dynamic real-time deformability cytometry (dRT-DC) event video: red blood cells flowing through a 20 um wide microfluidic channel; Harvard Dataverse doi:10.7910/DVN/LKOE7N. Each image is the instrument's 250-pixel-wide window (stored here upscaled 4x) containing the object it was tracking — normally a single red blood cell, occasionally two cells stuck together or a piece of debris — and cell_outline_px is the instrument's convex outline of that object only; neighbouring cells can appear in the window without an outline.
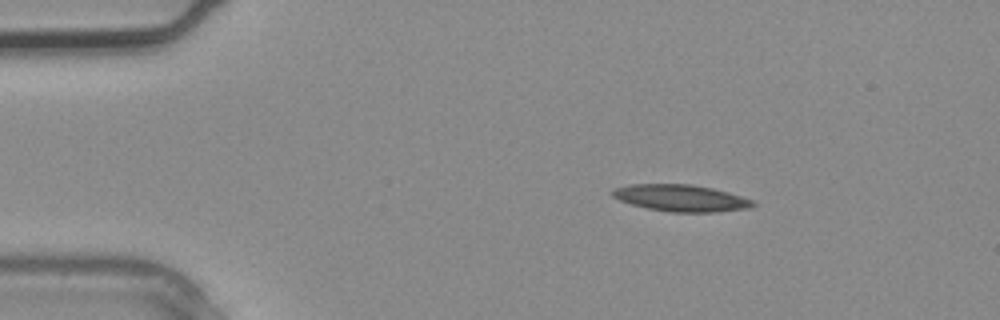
{"species": "common noctule bat (a hibernating species)", "species_latin": "Nyctalus noctula", "temperature_condition": "warm", "stored_images_in_passage": 1, "camera_frame_rate_fps": 3000, "um_per_image_px": 0.085, "animal": {"sex": "male", "body_mass_g": 20.4}, "frame": {"image": 1, "passage_image": 1, "time_ms": 0.0, "image_size_px": [1000, 320], "cell_outline_px": [[756, 204], [752, 208], [716, 212], [672, 212], [648, 208], [632, 204], [620, 200], [612, 196], [612, 188], [628, 184], [692, 184], [712, 188], [728, 192], [752, 200]], "centroid_in_image_um": [57.88, 16.83], "position_along_channel_um": 27.1, "area_um2": 21.91}}